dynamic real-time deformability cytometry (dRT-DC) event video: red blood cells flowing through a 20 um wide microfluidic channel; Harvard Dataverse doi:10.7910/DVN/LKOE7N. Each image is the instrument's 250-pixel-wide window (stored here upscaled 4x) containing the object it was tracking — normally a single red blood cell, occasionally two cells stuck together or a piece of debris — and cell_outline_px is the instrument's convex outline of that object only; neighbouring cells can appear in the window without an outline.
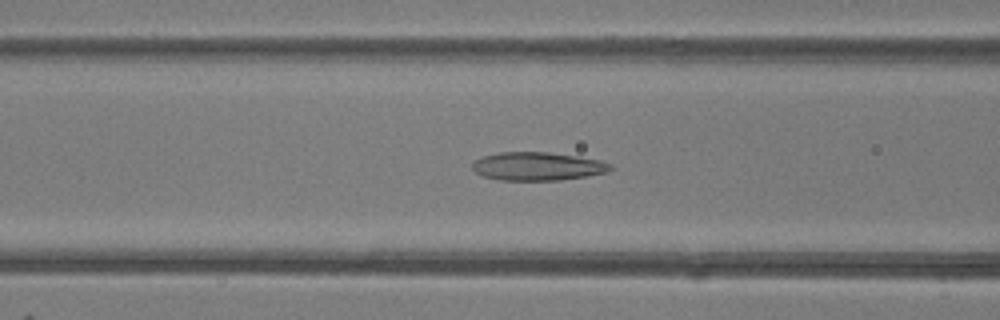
{"species": "common noctule bat (a hibernating species)", "species_latin": "Nyctalus noctula", "temperature_condition": "room temperature", "stored_images_in_passage": 49, "camera_frame_rate_fps": 3000, "um_per_image_px": 0.085, "animal": {"sex": "female"}, "frame": {"image": 1, "passage_image": 20, "time_ms": 6.333, "image_size_px": [1000, 320], "cell_outline_px": [[616, 168], [608, 172], [588, 176], [560, 180], [500, 180], [484, 176], [476, 172], [472, 168], [472, 164], [476, 160], [484, 156], [500, 152], [548, 152], [576, 156], [600, 160], [612, 164]], "centroid_in_image_um": [45.76, 14.14], "position_along_channel_um": 120.8, "area_um2": 22.83}}
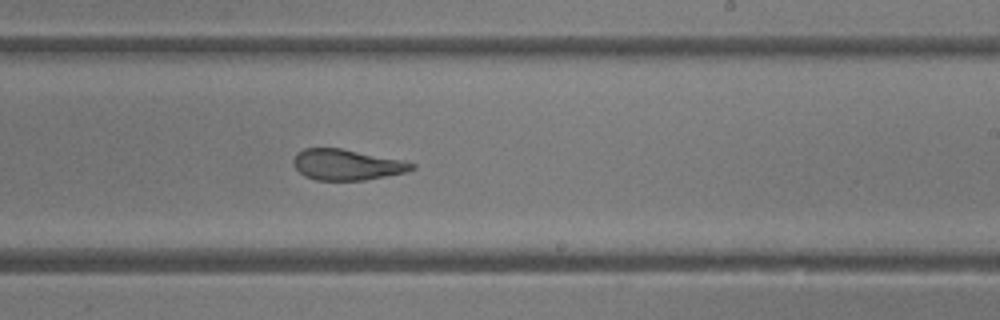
{"frame": {"image": 2, "passage_image": 30, "time_ms": 9.667, "image_size_px": [1000, 320], "cell_outline_px": [[416, 168], [404, 172], [364, 180], [316, 180], [304, 176], [292, 164], [292, 160], [296, 152], [304, 148], [340, 148], [404, 160], [416, 164]], "centroid_in_image_um": [29.45, 13.99], "position_along_channel_um": 259.6, "area_um2": 21.27}}
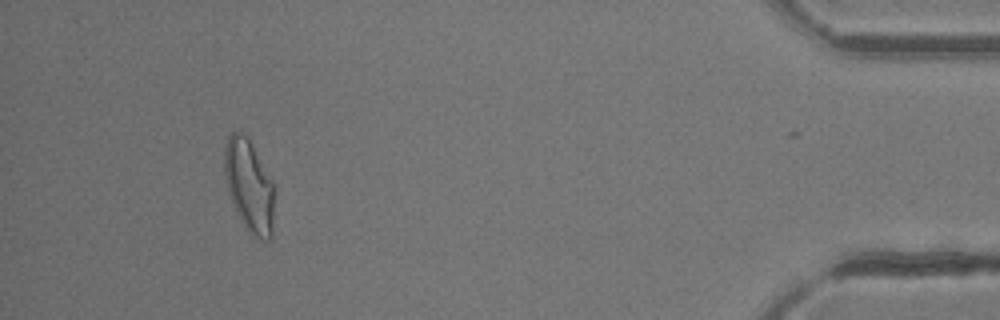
{"frame": {"image": 3, "passage_image": 46, "time_ms": 15.0, "image_size_px": [1000, 320], "cell_outline_px": [[276, 188], [272, 240], [256, 240], [248, 232], [240, 220], [236, 212], [228, 192], [224, 176], [224, 144], [228, 136], [232, 132], [240, 132], [248, 136], [276, 184]], "centroid_in_image_um": [21.22, 15.82], "position_along_channel_um": 414.0, "area_um2": 28.21}, "authors_computed_cell_mechanics": {"area_um2": 24.7384, "velocity_mm_per_s": 4.1765, "shape_relaxation_time_tau1_ms": null, "shape_relaxation_time_tau2_ms": 1.9477, "deformation_change_tau1": null, "deformation_change_tau2": 0.0955}}